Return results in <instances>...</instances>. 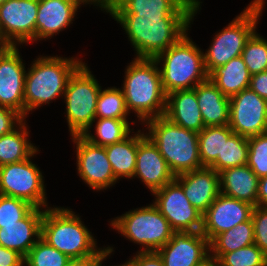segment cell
Returning a JSON list of instances; mask_svg holds the SVG:
<instances>
[{
    "instance_id": "cell-1",
    "label": "cell",
    "mask_w": 267,
    "mask_h": 266,
    "mask_svg": "<svg viewBox=\"0 0 267 266\" xmlns=\"http://www.w3.org/2000/svg\"><path fill=\"white\" fill-rule=\"evenodd\" d=\"M198 0L192 16H138L136 14H111L136 51V58L154 59L188 33L191 21L200 6Z\"/></svg>"
},
{
    "instance_id": "cell-2",
    "label": "cell",
    "mask_w": 267,
    "mask_h": 266,
    "mask_svg": "<svg viewBox=\"0 0 267 266\" xmlns=\"http://www.w3.org/2000/svg\"><path fill=\"white\" fill-rule=\"evenodd\" d=\"M80 219L64 207L44 209L41 239L73 261L89 265L96 262L103 248H98L96 239Z\"/></svg>"
},
{
    "instance_id": "cell-3",
    "label": "cell",
    "mask_w": 267,
    "mask_h": 266,
    "mask_svg": "<svg viewBox=\"0 0 267 266\" xmlns=\"http://www.w3.org/2000/svg\"><path fill=\"white\" fill-rule=\"evenodd\" d=\"M158 66L155 59L134 58L126 67L121 89L129 113L134 111L142 124L165 113L167 94Z\"/></svg>"
},
{
    "instance_id": "cell-4",
    "label": "cell",
    "mask_w": 267,
    "mask_h": 266,
    "mask_svg": "<svg viewBox=\"0 0 267 266\" xmlns=\"http://www.w3.org/2000/svg\"><path fill=\"white\" fill-rule=\"evenodd\" d=\"M82 63L81 59L58 55L39 56L35 59L26 71L24 118L28 116V112L62 97L70 76Z\"/></svg>"
},
{
    "instance_id": "cell-5",
    "label": "cell",
    "mask_w": 267,
    "mask_h": 266,
    "mask_svg": "<svg viewBox=\"0 0 267 266\" xmlns=\"http://www.w3.org/2000/svg\"><path fill=\"white\" fill-rule=\"evenodd\" d=\"M145 134L157 146L172 173L177 176L202 168L198 149V133L182 128L160 116L144 122Z\"/></svg>"
},
{
    "instance_id": "cell-6",
    "label": "cell",
    "mask_w": 267,
    "mask_h": 266,
    "mask_svg": "<svg viewBox=\"0 0 267 266\" xmlns=\"http://www.w3.org/2000/svg\"><path fill=\"white\" fill-rule=\"evenodd\" d=\"M203 51L186 33L175 44L155 57L162 86L166 94L184 89H194L208 79Z\"/></svg>"
},
{
    "instance_id": "cell-7",
    "label": "cell",
    "mask_w": 267,
    "mask_h": 266,
    "mask_svg": "<svg viewBox=\"0 0 267 266\" xmlns=\"http://www.w3.org/2000/svg\"><path fill=\"white\" fill-rule=\"evenodd\" d=\"M264 4V0L251 1L243 12L213 37L209 49L203 53L208 75L215 68L241 56L247 40L256 31Z\"/></svg>"
},
{
    "instance_id": "cell-8",
    "label": "cell",
    "mask_w": 267,
    "mask_h": 266,
    "mask_svg": "<svg viewBox=\"0 0 267 266\" xmlns=\"http://www.w3.org/2000/svg\"><path fill=\"white\" fill-rule=\"evenodd\" d=\"M100 91L97 79L83 62L70 76L62 97L66 103V120L71 136L83 135L92 128Z\"/></svg>"
},
{
    "instance_id": "cell-9",
    "label": "cell",
    "mask_w": 267,
    "mask_h": 266,
    "mask_svg": "<svg viewBox=\"0 0 267 266\" xmlns=\"http://www.w3.org/2000/svg\"><path fill=\"white\" fill-rule=\"evenodd\" d=\"M110 225L128 240L141 245L142 252L157 251L175 233L153 203L116 217L111 220Z\"/></svg>"
},
{
    "instance_id": "cell-10",
    "label": "cell",
    "mask_w": 267,
    "mask_h": 266,
    "mask_svg": "<svg viewBox=\"0 0 267 266\" xmlns=\"http://www.w3.org/2000/svg\"><path fill=\"white\" fill-rule=\"evenodd\" d=\"M0 166V194L27 201L35 208H49L43 175L31 160Z\"/></svg>"
},
{
    "instance_id": "cell-11",
    "label": "cell",
    "mask_w": 267,
    "mask_h": 266,
    "mask_svg": "<svg viewBox=\"0 0 267 266\" xmlns=\"http://www.w3.org/2000/svg\"><path fill=\"white\" fill-rule=\"evenodd\" d=\"M152 194L155 196L154 206L167 219L174 232L201 231L202 214L192 206L175 179Z\"/></svg>"
},
{
    "instance_id": "cell-12",
    "label": "cell",
    "mask_w": 267,
    "mask_h": 266,
    "mask_svg": "<svg viewBox=\"0 0 267 266\" xmlns=\"http://www.w3.org/2000/svg\"><path fill=\"white\" fill-rule=\"evenodd\" d=\"M39 0H8L0 4V29L4 47L36 41Z\"/></svg>"
},
{
    "instance_id": "cell-13",
    "label": "cell",
    "mask_w": 267,
    "mask_h": 266,
    "mask_svg": "<svg viewBox=\"0 0 267 266\" xmlns=\"http://www.w3.org/2000/svg\"><path fill=\"white\" fill-rule=\"evenodd\" d=\"M72 141L76 145L78 175L85 184L93 190L100 191L118 182L105 147L91 143L83 135H73Z\"/></svg>"
},
{
    "instance_id": "cell-14",
    "label": "cell",
    "mask_w": 267,
    "mask_h": 266,
    "mask_svg": "<svg viewBox=\"0 0 267 266\" xmlns=\"http://www.w3.org/2000/svg\"><path fill=\"white\" fill-rule=\"evenodd\" d=\"M228 125L247 138L267 132V100L250 87L231 96Z\"/></svg>"
},
{
    "instance_id": "cell-15",
    "label": "cell",
    "mask_w": 267,
    "mask_h": 266,
    "mask_svg": "<svg viewBox=\"0 0 267 266\" xmlns=\"http://www.w3.org/2000/svg\"><path fill=\"white\" fill-rule=\"evenodd\" d=\"M156 252L164 266H207L211 262L209 240L201 231L175 232Z\"/></svg>"
},
{
    "instance_id": "cell-16",
    "label": "cell",
    "mask_w": 267,
    "mask_h": 266,
    "mask_svg": "<svg viewBox=\"0 0 267 266\" xmlns=\"http://www.w3.org/2000/svg\"><path fill=\"white\" fill-rule=\"evenodd\" d=\"M17 46L0 51V105L16 110L24 117L26 69Z\"/></svg>"
},
{
    "instance_id": "cell-17",
    "label": "cell",
    "mask_w": 267,
    "mask_h": 266,
    "mask_svg": "<svg viewBox=\"0 0 267 266\" xmlns=\"http://www.w3.org/2000/svg\"><path fill=\"white\" fill-rule=\"evenodd\" d=\"M252 204L219 194L202 215V234L209 242L218 234L252 217Z\"/></svg>"
},
{
    "instance_id": "cell-18",
    "label": "cell",
    "mask_w": 267,
    "mask_h": 266,
    "mask_svg": "<svg viewBox=\"0 0 267 266\" xmlns=\"http://www.w3.org/2000/svg\"><path fill=\"white\" fill-rule=\"evenodd\" d=\"M140 178L153 193L175 179L157 146L141 130H138L136 168L133 178Z\"/></svg>"
},
{
    "instance_id": "cell-19",
    "label": "cell",
    "mask_w": 267,
    "mask_h": 266,
    "mask_svg": "<svg viewBox=\"0 0 267 266\" xmlns=\"http://www.w3.org/2000/svg\"><path fill=\"white\" fill-rule=\"evenodd\" d=\"M185 196L202 215L220 194L219 173L213 168L202 167L175 176Z\"/></svg>"
},
{
    "instance_id": "cell-20",
    "label": "cell",
    "mask_w": 267,
    "mask_h": 266,
    "mask_svg": "<svg viewBox=\"0 0 267 266\" xmlns=\"http://www.w3.org/2000/svg\"><path fill=\"white\" fill-rule=\"evenodd\" d=\"M82 0H39L36 41L52 38L72 24Z\"/></svg>"
},
{
    "instance_id": "cell-21",
    "label": "cell",
    "mask_w": 267,
    "mask_h": 266,
    "mask_svg": "<svg viewBox=\"0 0 267 266\" xmlns=\"http://www.w3.org/2000/svg\"><path fill=\"white\" fill-rule=\"evenodd\" d=\"M43 215V208L34 207L16 224L0 225V245L17 251L25 258L29 250L41 238Z\"/></svg>"
},
{
    "instance_id": "cell-22",
    "label": "cell",
    "mask_w": 267,
    "mask_h": 266,
    "mask_svg": "<svg viewBox=\"0 0 267 266\" xmlns=\"http://www.w3.org/2000/svg\"><path fill=\"white\" fill-rule=\"evenodd\" d=\"M164 117L182 128L199 133L205 126L195 88L168 93Z\"/></svg>"
},
{
    "instance_id": "cell-23",
    "label": "cell",
    "mask_w": 267,
    "mask_h": 266,
    "mask_svg": "<svg viewBox=\"0 0 267 266\" xmlns=\"http://www.w3.org/2000/svg\"><path fill=\"white\" fill-rule=\"evenodd\" d=\"M259 177L246 164L219 172L220 193L257 206Z\"/></svg>"
},
{
    "instance_id": "cell-24",
    "label": "cell",
    "mask_w": 267,
    "mask_h": 266,
    "mask_svg": "<svg viewBox=\"0 0 267 266\" xmlns=\"http://www.w3.org/2000/svg\"><path fill=\"white\" fill-rule=\"evenodd\" d=\"M196 97L204 126L229 124L230 98L208 78L195 86Z\"/></svg>"
},
{
    "instance_id": "cell-25",
    "label": "cell",
    "mask_w": 267,
    "mask_h": 266,
    "mask_svg": "<svg viewBox=\"0 0 267 266\" xmlns=\"http://www.w3.org/2000/svg\"><path fill=\"white\" fill-rule=\"evenodd\" d=\"M198 0H123L112 14L192 16Z\"/></svg>"
},
{
    "instance_id": "cell-26",
    "label": "cell",
    "mask_w": 267,
    "mask_h": 266,
    "mask_svg": "<svg viewBox=\"0 0 267 266\" xmlns=\"http://www.w3.org/2000/svg\"><path fill=\"white\" fill-rule=\"evenodd\" d=\"M208 78L222 93L231 97L249 88L251 75L241 56L231 59L223 66L215 68Z\"/></svg>"
},
{
    "instance_id": "cell-27",
    "label": "cell",
    "mask_w": 267,
    "mask_h": 266,
    "mask_svg": "<svg viewBox=\"0 0 267 266\" xmlns=\"http://www.w3.org/2000/svg\"><path fill=\"white\" fill-rule=\"evenodd\" d=\"M24 120L12 132L0 136V166L34 157L38 148L29 142V132Z\"/></svg>"
},
{
    "instance_id": "cell-28",
    "label": "cell",
    "mask_w": 267,
    "mask_h": 266,
    "mask_svg": "<svg viewBox=\"0 0 267 266\" xmlns=\"http://www.w3.org/2000/svg\"><path fill=\"white\" fill-rule=\"evenodd\" d=\"M254 244L252 219L216 235L210 242V260L215 263L224 253Z\"/></svg>"
},
{
    "instance_id": "cell-29",
    "label": "cell",
    "mask_w": 267,
    "mask_h": 266,
    "mask_svg": "<svg viewBox=\"0 0 267 266\" xmlns=\"http://www.w3.org/2000/svg\"><path fill=\"white\" fill-rule=\"evenodd\" d=\"M138 147V131L124 140L105 146L108 160L112 166L115 178L133 179L136 168Z\"/></svg>"
},
{
    "instance_id": "cell-30",
    "label": "cell",
    "mask_w": 267,
    "mask_h": 266,
    "mask_svg": "<svg viewBox=\"0 0 267 266\" xmlns=\"http://www.w3.org/2000/svg\"><path fill=\"white\" fill-rule=\"evenodd\" d=\"M234 132L229 125L206 126L198 133V149L202 167H210L217 158H222L224 139Z\"/></svg>"
},
{
    "instance_id": "cell-31",
    "label": "cell",
    "mask_w": 267,
    "mask_h": 266,
    "mask_svg": "<svg viewBox=\"0 0 267 266\" xmlns=\"http://www.w3.org/2000/svg\"><path fill=\"white\" fill-rule=\"evenodd\" d=\"M95 121L96 135H92L91 131L87 130L83 136L91 143L102 147L120 142L134 131L130 129L128 119L95 118Z\"/></svg>"
},
{
    "instance_id": "cell-32",
    "label": "cell",
    "mask_w": 267,
    "mask_h": 266,
    "mask_svg": "<svg viewBox=\"0 0 267 266\" xmlns=\"http://www.w3.org/2000/svg\"><path fill=\"white\" fill-rule=\"evenodd\" d=\"M248 138L233 133L228 139H224L222 158H217L210 166L216 172L231 167H238L247 164Z\"/></svg>"
},
{
    "instance_id": "cell-33",
    "label": "cell",
    "mask_w": 267,
    "mask_h": 266,
    "mask_svg": "<svg viewBox=\"0 0 267 266\" xmlns=\"http://www.w3.org/2000/svg\"><path fill=\"white\" fill-rule=\"evenodd\" d=\"M96 118L127 119L130 114L122 89L108 87L98 95L96 104Z\"/></svg>"
},
{
    "instance_id": "cell-34",
    "label": "cell",
    "mask_w": 267,
    "mask_h": 266,
    "mask_svg": "<svg viewBox=\"0 0 267 266\" xmlns=\"http://www.w3.org/2000/svg\"><path fill=\"white\" fill-rule=\"evenodd\" d=\"M73 260L41 238L24 258L26 266H68Z\"/></svg>"
},
{
    "instance_id": "cell-35",
    "label": "cell",
    "mask_w": 267,
    "mask_h": 266,
    "mask_svg": "<svg viewBox=\"0 0 267 266\" xmlns=\"http://www.w3.org/2000/svg\"><path fill=\"white\" fill-rule=\"evenodd\" d=\"M241 57L251 76L267 71V40L255 31L247 40Z\"/></svg>"
},
{
    "instance_id": "cell-36",
    "label": "cell",
    "mask_w": 267,
    "mask_h": 266,
    "mask_svg": "<svg viewBox=\"0 0 267 266\" xmlns=\"http://www.w3.org/2000/svg\"><path fill=\"white\" fill-rule=\"evenodd\" d=\"M215 264L217 266H267V256L254 243L247 247L224 253Z\"/></svg>"
},
{
    "instance_id": "cell-37",
    "label": "cell",
    "mask_w": 267,
    "mask_h": 266,
    "mask_svg": "<svg viewBox=\"0 0 267 266\" xmlns=\"http://www.w3.org/2000/svg\"><path fill=\"white\" fill-rule=\"evenodd\" d=\"M247 165L259 178L267 176V132L248 138Z\"/></svg>"
},
{
    "instance_id": "cell-38",
    "label": "cell",
    "mask_w": 267,
    "mask_h": 266,
    "mask_svg": "<svg viewBox=\"0 0 267 266\" xmlns=\"http://www.w3.org/2000/svg\"><path fill=\"white\" fill-rule=\"evenodd\" d=\"M33 208L25 200L0 194V225L16 224Z\"/></svg>"
},
{
    "instance_id": "cell-39",
    "label": "cell",
    "mask_w": 267,
    "mask_h": 266,
    "mask_svg": "<svg viewBox=\"0 0 267 266\" xmlns=\"http://www.w3.org/2000/svg\"><path fill=\"white\" fill-rule=\"evenodd\" d=\"M254 243L267 256V208L255 206L252 212Z\"/></svg>"
},
{
    "instance_id": "cell-40",
    "label": "cell",
    "mask_w": 267,
    "mask_h": 266,
    "mask_svg": "<svg viewBox=\"0 0 267 266\" xmlns=\"http://www.w3.org/2000/svg\"><path fill=\"white\" fill-rule=\"evenodd\" d=\"M24 120L16 110L0 105V136L12 132Z\"/></svg>"
},
{
    "instance_id": "cell-41",
    "label": "cell",
    "mask_w": 267,
    "mask_h": 266,
    "mask_svg": "<svg viewBox=\"0 0 267 266\" xmlns=\"http://www.w3.org/2000/svg\"><path fill=\"white\" fill-rule=\"evenodd\" d=\"M0 266H25L24 257L0 245Z\"/></svg>"
},
{
    "instance_id": "cell-42",
    "label": "cell",
    "mask_w": 267,
    "mask_h": 266,
    "mask_svg": "<svg viewBox=\"0 0 267 266\" xmlns=\"http://www.w3.org/2000/svg\"><path fill=\"white\" fill-rule=\"evenodd\" d=\"M136 266H164L163 261L156 251H138L133 257Z\"/></svg>"
},
{
    "instance_id": "cell-43",
    "label": "cell",
    "mask_w": 267,
    "mask_h": 266,
    "mask_svg": "<svg viewBox=\"0 0 267 266\" xmlns=\"http://www.w3.org/2000/svg\"><path fill=\"white\" fill-rule=\"evenodd\" d=\"M249 87L261 98L267 100V71L252 75Z\"/></svg>"
},
{
    "instance_id": "cell-44",
    "label": "cell",
    "mask_w": 267,
    "mask_h": 266,
    "mask_svg": "<svg viewBox=\"0 0 267 266\" xmlns=\"http://www.w3.org/2000/svg\"><path fill=\"white\" fill-rule=\"evenodd\" d=\"M123 0H82V4H94L110 15L122 4Z\"/></svg>"
},
{
    "instance_id": "cell-45",
    "label": "cell",
    "mask_w": 267,
    "mask_h": 266,
    "mask_svg": "<svg viewBox=\"0 0 267 266\" xmlns=\"http://www.w3.org/2000/svg\"><path fill=\"white\" fill-rule=\"evenodd\" d=\"M257 206L267 208V176L259 178Z\"/></svg>"
},
{
    "instance_id": "cell-46",
    "label": "cell",
    "mask_w": 267,
    "mask_h": 266,
    "mask_svg": "<svg viewBox=\"0 0 267 266\" xmlns=\"http://www.w3.org/2000/svg\"><path fill=\"white\" fill-rule=\"evenodd\" d=\"M113 247L108 246V247H104L101 252L99 253L98 259L96 260V264L98 266H102V263L104 260H106V258L108 256H110V254L113 252ZM113 266V265H112ZM117 266V265H115ZM118 266H136V262L133 258L129 259L128 261H126L124 264L122 265H118Z\"/></svg>"
},
{
    "instance_id": "cell-47",
    "label": "cell",
    "mask_w": 267,
    "mask_h": 266,
    "mask_svg": "<svg viewBox=\"0 0 267 266\" xmlns=\"http://www.w3.org/2000/svg\"><path fill=\"white\" fill-rule=\"evenodd\" d=\"M87 264H84L79 261H72L68 266H86Z\"/></svg>"
},
{
    "instance_id": "cell-48",
    "label": "cell",
    "mask_w": 267,
    "mask_h": 266,
    "mask_svg": "<svg viewBox=\"0 0 267 266\" xmlns=\"http://www.w3.org/2000/svg\"><path fill=\"white\" fill-rule=\"evenodd\" d=\"M0 44L4 47V38L2 36L1 29H0Z\"/></svg>"
},
{
    "instance_id": "cell-49",
    "label": "cell",
    "mask_w": 267,
    "mask_h": 266,
    "mask_svg": "<svg viewBox=\"0 0 267 266\" xmlns=\"http://www.w3.org/2000/svg\"><path fill=\"white\" fill-rule=\"evenodd\" d=\"M207 266H217V265L213 262H210Z\"/></svg>"
},
{
    "instance_id": "cell-50",
    "label": "cell",
    "mask_w": 267,
    "mask_h": 266,
    "mask_svg": "<svg viewBox=\"0 0 267 266\" xmlns=\"http://www.w3.org/2000/svg\"><path fill=\"white\" fill-rule=\"evenodd\" d=\"M86 266H98L96 263H93V264H89V265H86Z\"/></svg>"
},
{
    "instance_id": "cell-51",
    "label": "cell",
    "mask_w": 267,
    "mask_h": 266,
    "mask_svg": "<svg viewBox=\"0 0 267 266\" xmlns=\"http://www.w3.org/2000/svg\"><path fill=\"white\" fill-rule=\"evenodd\" d=\"M6 1H8V0H0V4H3Z\"/></svg>"
},
{
    "instance_id": "cell-52",
    "label": "cell",
    "mask_w": 267,
    "mask_h": 266,
    "mask_svg": "<svg viewBox=\"0 0 267 266\" xmlns=\"http://www.w3.org/2000/svg\"><path fill=\"white\" fill-rule=\"evenodd\" d=\"M4 47L0 44V51L3 49Z\"/></svg>"
}]
</instances>
